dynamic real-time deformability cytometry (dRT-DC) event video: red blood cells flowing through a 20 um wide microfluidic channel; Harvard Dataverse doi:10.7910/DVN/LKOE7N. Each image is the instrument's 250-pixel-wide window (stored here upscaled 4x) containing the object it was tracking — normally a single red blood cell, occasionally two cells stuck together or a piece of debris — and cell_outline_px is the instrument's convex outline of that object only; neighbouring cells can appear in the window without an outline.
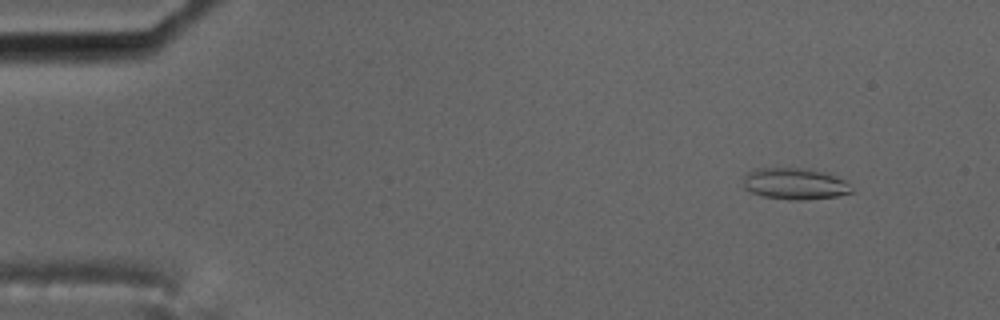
{"species": "common noctule bat (a hibernating species)", "species_latin": "Nyctalus noctula", "temperature_condition": "cold", "stored_images_in_passage": 58, "camera_frame_rate_fps": 3000, "um_per_image_px": 0.085, "animal": {"sex": "male", "body_mass_g": 17.5, "forearm_length_mm": 52.3}, "frame": {"image": 1, "passage_image": 6, "time_ms": 1.667, "image_size_px": [1000, 320], "cell_outline_px": [[852, 192], [836, 196], [804, 200], [788, 200], [764, 196], [752, 192], [744, 188], [744, 176], [748, 172], [756, 168], [808, 168], [824, 172], [836, 176], [844, 180], [852, 188]], "centroid_in_image_um": [67.55, 15.61], "position_along_channel_um": 17.4, "area_um2": 19.83}}
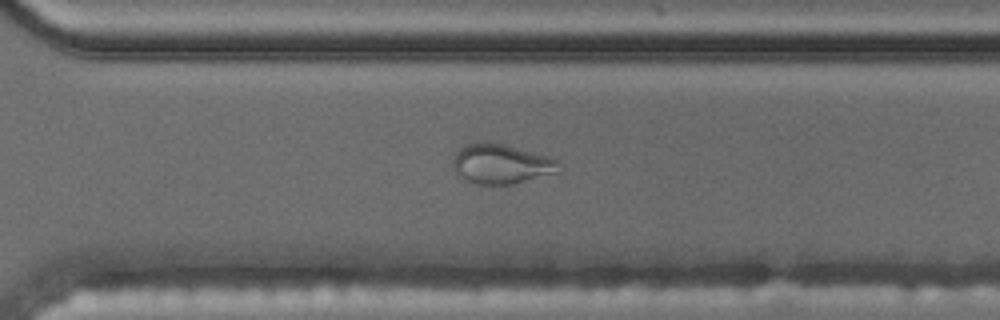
{"frame": {"image": 2, "passage_image": 41, "time_ms": 13.333, "image_size_px": [1000, 320], "cell_outline_px": [[564, 168], [560, 172], [512, 184], [480, 184], [468, 180], [460, 176], [452, 168], [452, 160], [456, 152], [464, 144], [500, 144], [548, 156], [560, 160]], "centroid_in_image_um": [42.67, 13.96], "position_along_channel_um": 327.9, "area_um2": 24.22}}
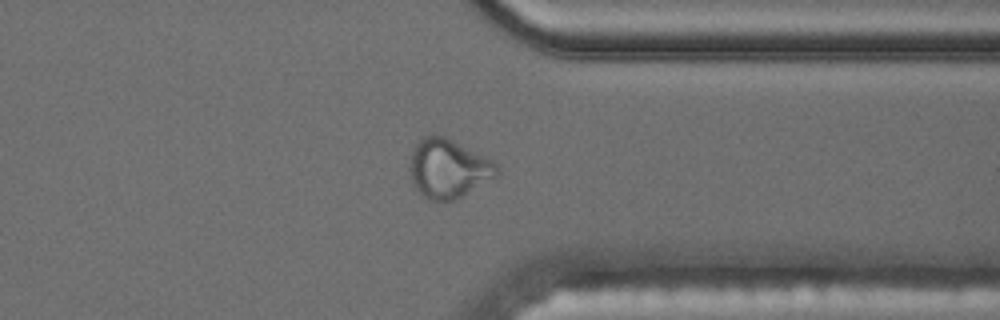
{"frame": {"image": 3, "passage_image": 45, "time_ms": 14.667, "image_size_px": [1000, 320], "cell_outline_px": [[500, 172], [496, 176], [460, 196], [444, 204], [432, 200], [424, 196], [412, 184], [408, 168], [412, 152], [416, 144], [424, 136], [444, 136], [492, 160], [500, 168]], "centroid_in_image_um": [38.07, 14.35], "position_along_channel_um": 373.3, "area_um2": 29.59}}